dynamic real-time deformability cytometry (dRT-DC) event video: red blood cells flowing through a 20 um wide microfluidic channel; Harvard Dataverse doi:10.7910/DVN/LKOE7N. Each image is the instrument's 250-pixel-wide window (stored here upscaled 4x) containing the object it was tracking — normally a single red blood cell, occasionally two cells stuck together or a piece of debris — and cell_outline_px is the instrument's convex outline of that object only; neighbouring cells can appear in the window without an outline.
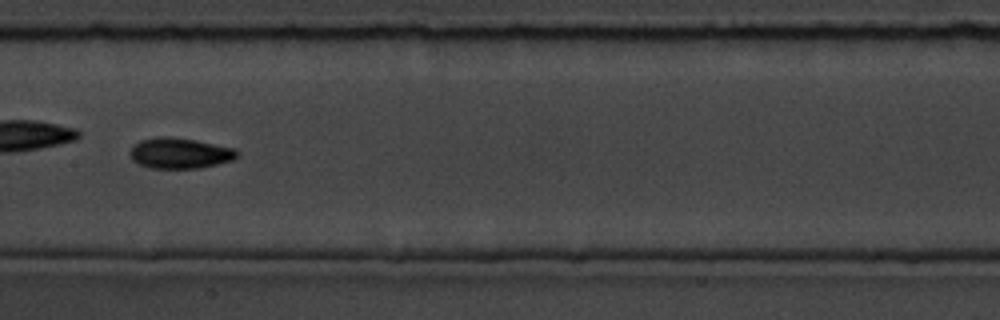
{"species": "common noctule bat (a hibernating species)", "species_latin": "Nyctalus noctula", "temperature_condition": "room temperature", "stored_images_in_passage": 37, "camera_frame_rate_fps": 3000, "um_per_image_px": 0.085, "animal": {"sex": "male", "body_mass_g": 19.5, "forearm_length_mm": 54.6}, "frame": {"image": 1, "passage_image": 16, "time_ms": 5.0, "image_size_px": [1000, 320], "cell_outline_px": [[240, 156], [232, 160], [200, 168], [148, 168], [132, 160], [128, 152], [132, 144], [140, 140], [156, 136], [168, 136], [196, 140], [236, 148], [240, 152]], "centroid_in_image_um": [15.27, 13.01], "position_along_channel_um": 192.1, "area_um2": 19.54}, "authors_computed_cell_mechanics": {"area_um2": 18.2648, "velocity_mm_per_s": 3.6566, "shape_relaxation_time_tau1_ms": 4.419, "shape_relaxation_time_tau2_ms": 2.0578, "deformation_change_tau1": 0.1235, "deformation_change_tau2": 0.0656}}